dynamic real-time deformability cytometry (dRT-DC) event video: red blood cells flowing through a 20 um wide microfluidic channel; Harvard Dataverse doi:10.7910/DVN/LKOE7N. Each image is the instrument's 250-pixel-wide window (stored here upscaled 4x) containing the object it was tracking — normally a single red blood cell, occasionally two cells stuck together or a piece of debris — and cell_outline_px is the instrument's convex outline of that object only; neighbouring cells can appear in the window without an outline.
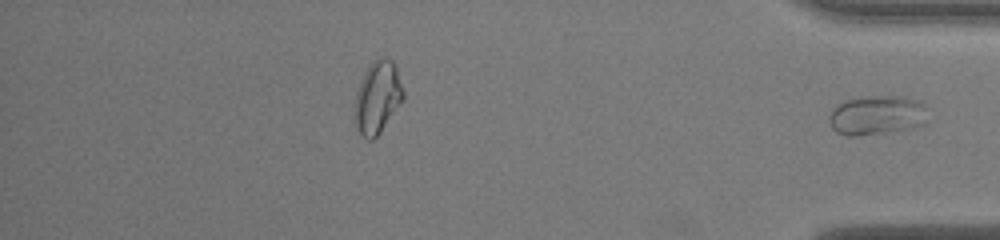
{"species": "common noctule bat (a hibernating species)", "species_latin": "Nyctalus noctula", "temperature_condition": "warm", "stored_images_in_passage": 44, "segment_of_instrument_passage": [2, 2], "camera_frame_rate_fps": 3000, "um_per_image_px": 0.085, "animal": {"sex": "male", "body_mass_g": 19.0, "forearm_length_mm": 50.8}, "frame": {"image": 1, "passage_image": 44, "time_ms": 14.333, "image_size_px": [1000, 240], "cell_outline_px": [[932, 120], [916, 128], [856, 136], [848, 136], [836, 132], [832, 128], [828, 120], [828, 116], [832, 108], [844, 100], [860, 96], [900, 96], [924, 104]], "centroid_in_image_um": [74.55, 9.8], "position_along_channel_um": 360.6, "area_um2": 23.24}}